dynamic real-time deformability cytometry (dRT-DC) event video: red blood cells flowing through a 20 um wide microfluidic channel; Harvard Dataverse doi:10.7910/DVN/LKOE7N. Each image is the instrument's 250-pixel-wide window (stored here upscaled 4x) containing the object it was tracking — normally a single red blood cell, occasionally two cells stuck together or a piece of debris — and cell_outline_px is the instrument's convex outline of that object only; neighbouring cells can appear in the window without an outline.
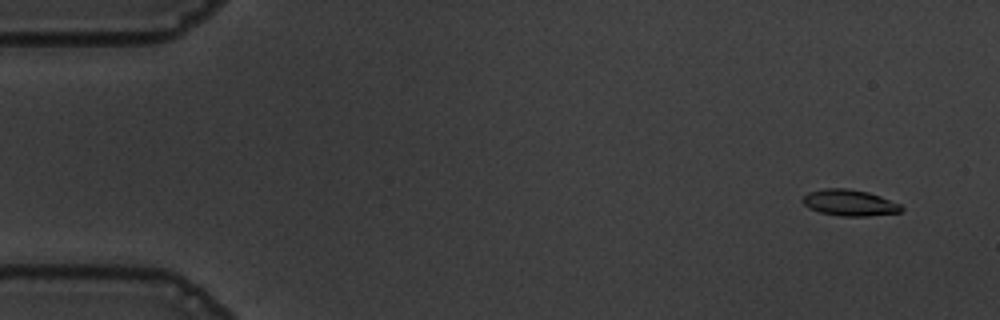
{"species": "common noctule bat (a hibernating species)", "species_latin": "Nyctalus noctula", "temperature_condition": "warm", "stored_images_in_passage": 54, "camera_frame_rate_fps": 3000, "um_per_image_px": 0.085, "animal": {"sex": "male", "body_mass_g": 19.5, "forearm_length_mm": 54.6}, "frame": {"image": 1, "passage_image": 4, "time_ms": 1.0, "image_size_px": [1000, 320], "cell_outline_px": [[904, 208], [900, 212], [868, 216], [840, 216], [820, 212], [808, 208], [800, 200], [808, 192], [824, 188], [848, 188], [868, 192], [880, 196], [900, 204]], "centroid_in_image_um": [72.19, 17.23], "position_along_channel_um": 12.8, "area_um2": 15.14}}
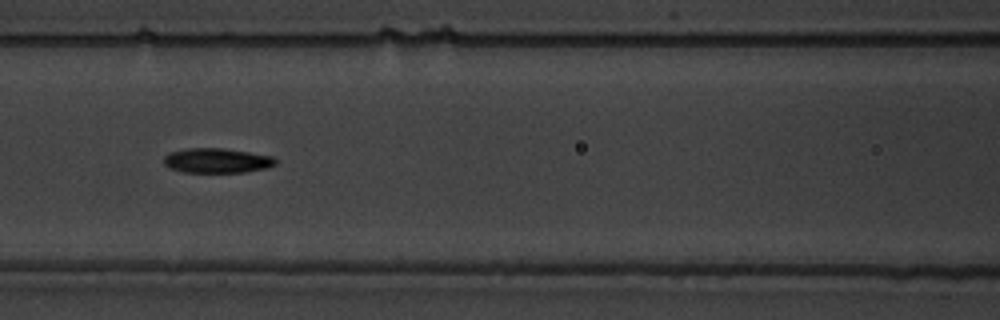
{"frame": {"image": 2, "passage_image": 25, "time_ms": 8.0, "image_size_px": [1000, 320], "cell_outline_px": [[276, 164], [268, 168], [244, 172], [184, 172], [172, 168], [164, 164], [164, 156], [168, 152], [184, 148], [224, 148], [272, 156], [276, 160]], "centroid_in_image_um": [18.43, 13.64], "position_along_channel_um": 148.2, "area_um2": 16.13}}
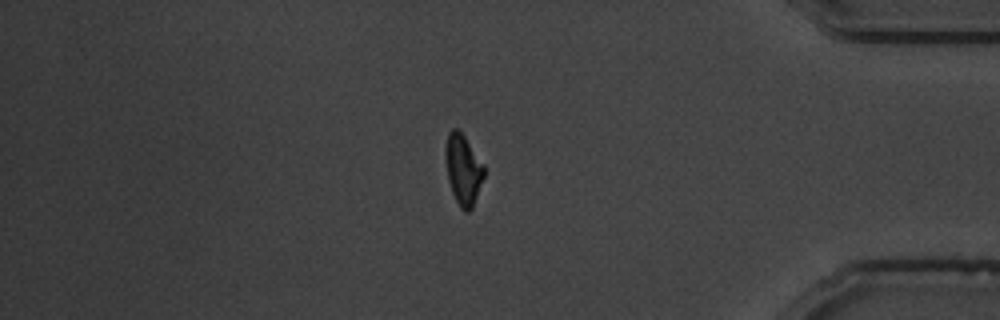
{"frame": {"image": 3, "passage_image": 48, "time_ms": 15.667, "image_size_px": [1000, 320], "cell_outline_px": [[484, 176], [472, 208], [468, 212], [464, 212], [460, 208], [452, 192], [448, 180], [444, 152], [444, 148], [448, 132], [452, 128], [456, 128], [464, 136], [484, 164]], "centroid_in_image_um": [39.35, 14.4], "position_along_channel_um": 395.9, "area_um2": 15.84}}